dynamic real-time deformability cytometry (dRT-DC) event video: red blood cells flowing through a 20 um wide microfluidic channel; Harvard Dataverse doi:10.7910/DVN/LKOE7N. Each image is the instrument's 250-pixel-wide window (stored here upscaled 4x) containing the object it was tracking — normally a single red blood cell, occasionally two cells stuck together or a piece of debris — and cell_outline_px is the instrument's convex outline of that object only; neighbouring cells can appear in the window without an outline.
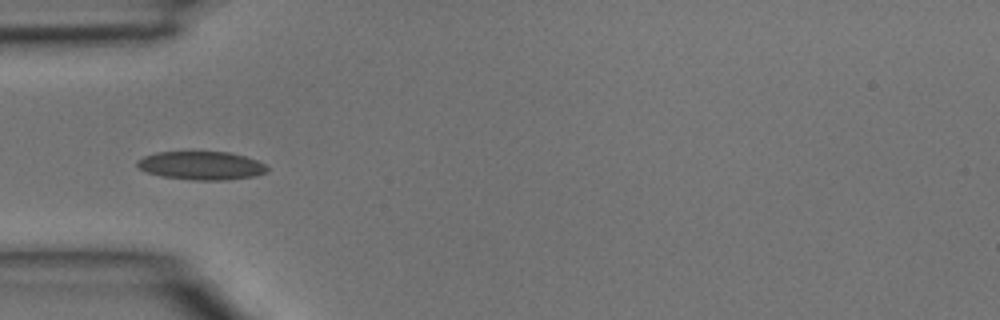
{"species": "common noctule bat (a hibernating species)", "species_latin": "Nyctalus noctula", "temperature_condition": "room temperature", "stored_images_in_passage": 4, "camera_frame_rate_fps": 3000, "um_per_image_px": 0.085, "animal": {"sex": "male", "body_mass_g": 15.6}, "frame": {"image": 1, "passage_image": 3, "time_ms": 0.667, "image_size_px": [1000, 320], "cell_outline_px": [[268, 172], [256, 176], [228, 180], [192, 180], [160, 176], [148, 172], [140, 168], [136, 164], [136, 160], [144, 156], [156, 152], [188, 148], [228, 152], [244, 156], [256, 160], [264, 164], [268, 168]], "centroid_in_image_um": [17.08, 14.02], "position_along_channel_um": 67.9, "area_um2": 22.6}}